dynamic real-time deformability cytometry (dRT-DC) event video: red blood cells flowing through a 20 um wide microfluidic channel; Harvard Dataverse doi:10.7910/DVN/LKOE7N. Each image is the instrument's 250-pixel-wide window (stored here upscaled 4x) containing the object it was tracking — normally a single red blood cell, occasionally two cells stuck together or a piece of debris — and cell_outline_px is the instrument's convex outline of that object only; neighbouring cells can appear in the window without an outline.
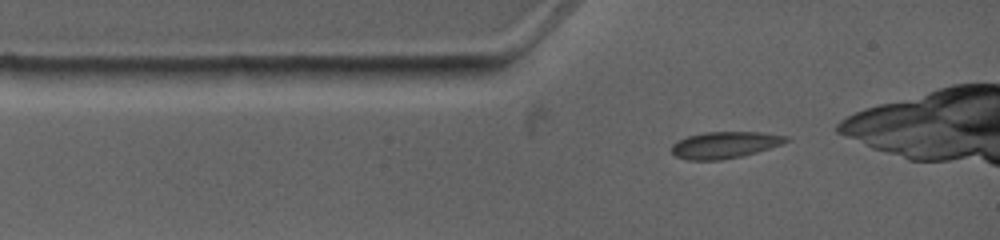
{"species": "common noctule bat (a hibernating species)", "species_latin": "Nyctalus noctula", "temperature_condition": "warm", "stored_images_in_passage": 2, "camera_frame_rate_fps": 4500, "um_per_image_px": 0.085, "animal": {"sex": "female", "body_mass_g": 19.0, "forearm_length_mm": 53.3}, "frame": {"image": 1, "passage_image": 1, "time_ms": 0.0, "image_size_px": [1000, 240], "cell_outline_px": [[788, 140], [780, 144], [756, 152], [740, 156], [720, 160], [688, 160], [676, 156], [672, 152], [672, 144], [688, 136], [704, 132], [760, 132], [788, 136]], "centroid_in_image_um": [61.57, 12.31], "position_along_channel_um": 23.4, "area_um2": 17.46}}